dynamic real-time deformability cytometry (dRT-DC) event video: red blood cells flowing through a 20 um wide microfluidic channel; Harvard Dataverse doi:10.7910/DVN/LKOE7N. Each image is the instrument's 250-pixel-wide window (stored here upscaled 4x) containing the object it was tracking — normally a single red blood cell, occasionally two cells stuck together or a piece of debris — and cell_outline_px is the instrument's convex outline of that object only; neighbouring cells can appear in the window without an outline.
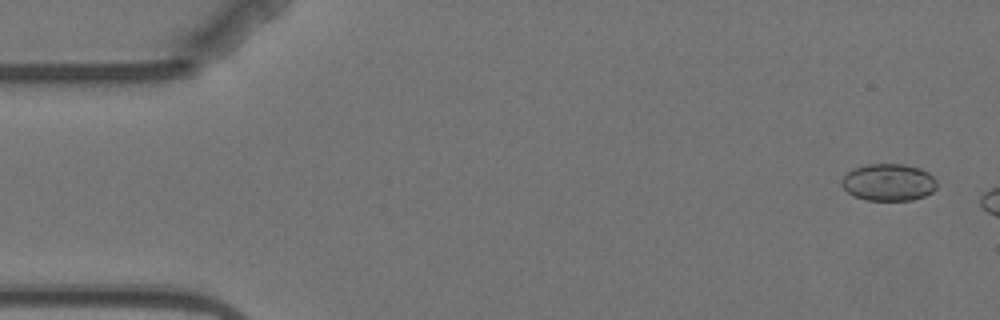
{"species": "Egyptian fruit bat (a non-hibernating species)", "species_latin": "Rousettus aegyptiacus", "temperature_condition": "warm", "stored_images_in_passage": 3, "camera_frame_rate_fps": 3000, "um_per_image_px": 0.085, "animal": {"sex": "female"}, "frame": {"image": 1, "passage_image": 1, "time_ms": 0.0, "image_size_px": [1000, 320], "cell_outline_px": [[936, 188], [932, 192], [924, 196], [912, 200], [864, 200], [852, 196], [840, 184], [840, 180], [848, 172], [856, 168], [868, 164], [904, 164], [920, 168], [928, 172], [936, 180]], "centroid_in_image_um": [75.52, 15.5], "position_along_channel_um": 9.5, "area_um2": 20.63}}